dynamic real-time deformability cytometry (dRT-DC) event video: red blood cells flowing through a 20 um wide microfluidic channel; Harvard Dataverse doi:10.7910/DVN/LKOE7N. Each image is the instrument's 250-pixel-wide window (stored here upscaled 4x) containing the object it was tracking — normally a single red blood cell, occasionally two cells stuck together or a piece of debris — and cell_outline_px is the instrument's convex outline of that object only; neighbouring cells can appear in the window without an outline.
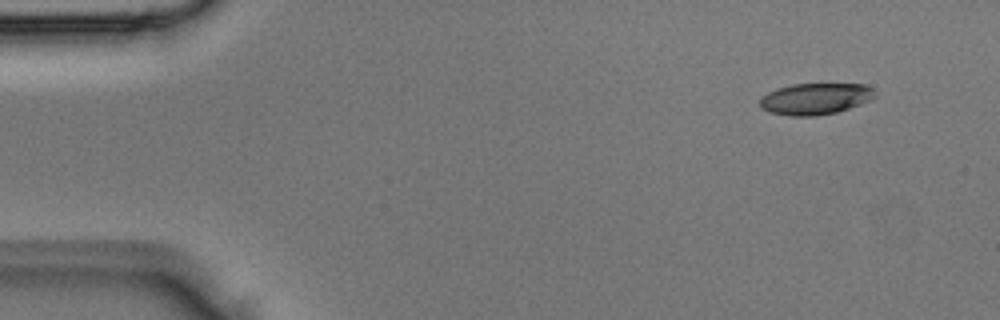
{"species": "Egyptian fruit bat (a non-hibernating species)", "species_latin": "Rousettus aegyptiacus", "temperature_condition": "room temperature", "stored_images_in_passage": 3, "camera_frame_rate_fps": 3000, "um_per_image_px": 0.085, "animal": {"sex": "male"}, "frame": {"image": 1, "passage_image": 1, "time_ms": 0.0, "image_size_px": [1000, 320], "cell_outline_px": [[876, 96], [868, 100], [848, 108], [836, 112], [816, 116], [788, 116], [768, 112], [760, 108], [760, 96], [768, 92], [792, 84], [864, 84], [872, 88]], "centroid_in_image_um": [69.24, 8.4], "position_along_channel_um": 15.8, "area_um2": 20.98}}